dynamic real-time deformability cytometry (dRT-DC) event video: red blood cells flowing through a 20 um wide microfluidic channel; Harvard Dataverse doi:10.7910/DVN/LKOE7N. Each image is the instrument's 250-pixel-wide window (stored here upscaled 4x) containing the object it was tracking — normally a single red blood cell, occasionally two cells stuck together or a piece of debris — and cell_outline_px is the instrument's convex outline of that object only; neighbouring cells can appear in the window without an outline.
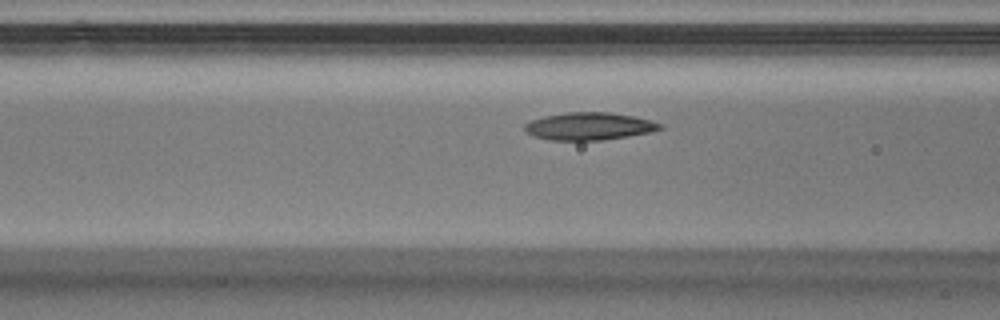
{"species": "Egyptian fruit bat (a non-hibernating species)", "species_latin": "Rousettus aegyptiacus", "temperature_condition": "warm", "stored_images_in_passage": 14, "camera_frame_rate_fps": 3000, "um_per_image_px": 0.085, "animal": {"sex": "male"}, "frame": {"image": 1, "passage_image": 12, "time_ms": 3.667, "image_size_px": [1000, 320], "cell_outline_px": [[664, 128], [648, 132], [628, 136], [600, 140], [552, 140], [532, 136], [524, 132], [524, 124], [532, 120], [544, 116], [568, 112], [608, 112], [632, 116], [652, 120], [664, 124]], "centroid_in_image_um": [50.06, 10.73], "position_along_channel_um": 116.5, "area_um2": 21.73}}